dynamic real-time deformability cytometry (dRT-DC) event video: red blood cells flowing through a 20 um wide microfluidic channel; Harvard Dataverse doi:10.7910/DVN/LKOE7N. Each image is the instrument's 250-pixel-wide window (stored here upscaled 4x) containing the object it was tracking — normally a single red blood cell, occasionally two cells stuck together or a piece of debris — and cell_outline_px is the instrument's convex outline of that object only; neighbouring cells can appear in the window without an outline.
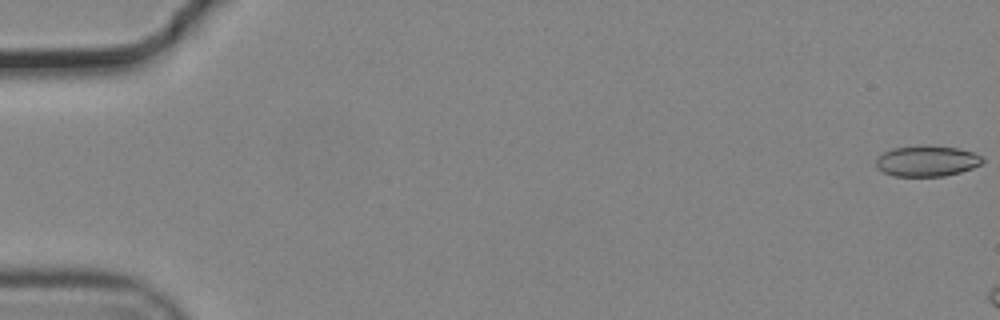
{"species": "common noctule bat (a hibernating species)", "species_latin": "Nyctalus noctula", "temperature_condition": "cold", "stored_images_in_passage": 10, "camera_frame_rate_fps": 3000, "um_per_image_px": 0.085, "animal": {"sex": "male", "body_mass_g": 19.2, "forearm_length_mm": 51.8}, "frame": {"image": 1, "passage_image": 1, "time_ms": 0.0, "image_size_px": [1000, 320], "cell_outline_px": [[984, 160], [980, 164], [972, 168], [960, 172], [944, 176], [896, 176], [884, 172], [876, 168], [876, 160], [884, 152], [892, 148], [924, 144], [928, 144], [960, 148], [972, 152], [980, 156]], "centroid_in_image_um": [78.78, 13.66], "position_along_channel_um": 6.2, "area_um2": 19.25}}